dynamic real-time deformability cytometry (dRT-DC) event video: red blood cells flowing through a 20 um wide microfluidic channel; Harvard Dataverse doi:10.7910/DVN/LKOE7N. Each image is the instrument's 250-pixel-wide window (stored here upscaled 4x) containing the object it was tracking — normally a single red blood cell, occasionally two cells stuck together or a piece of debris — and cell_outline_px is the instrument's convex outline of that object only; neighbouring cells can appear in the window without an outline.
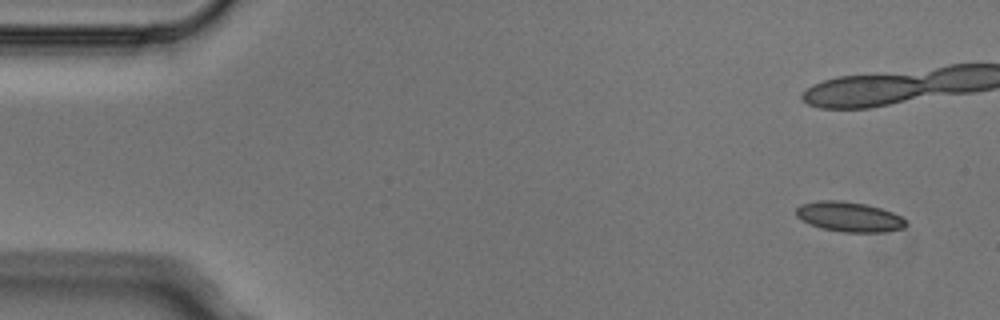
{"species": "Egyptian fruit bat (a non-hibernating species)", "species_latin": "Rousettus aegyptiacus", "temperature_condition": "cold", "stored_images_in_passage": 4, "camera_frame_rate_fps": 3000, "um_per_image_px": 0.085, "animal": {"sex": "male"}, "frame": {"image": 1, "passage_image": 1, "time_ms": 0.0, "image_size_px": [1000, 320], "cell_outline_px": [[908, 224], [904, 228], [884, 232], [840, 232], [820, 228], [796, 216], [796, 208], [800, 204], [820, 200], [840, 200], [868, 204], [892, 212], [908, 220]], "centroid_in_image_um": [72.22, 18.42], "position_along_channel_um": 12.8, "area_um2": 19.31}}